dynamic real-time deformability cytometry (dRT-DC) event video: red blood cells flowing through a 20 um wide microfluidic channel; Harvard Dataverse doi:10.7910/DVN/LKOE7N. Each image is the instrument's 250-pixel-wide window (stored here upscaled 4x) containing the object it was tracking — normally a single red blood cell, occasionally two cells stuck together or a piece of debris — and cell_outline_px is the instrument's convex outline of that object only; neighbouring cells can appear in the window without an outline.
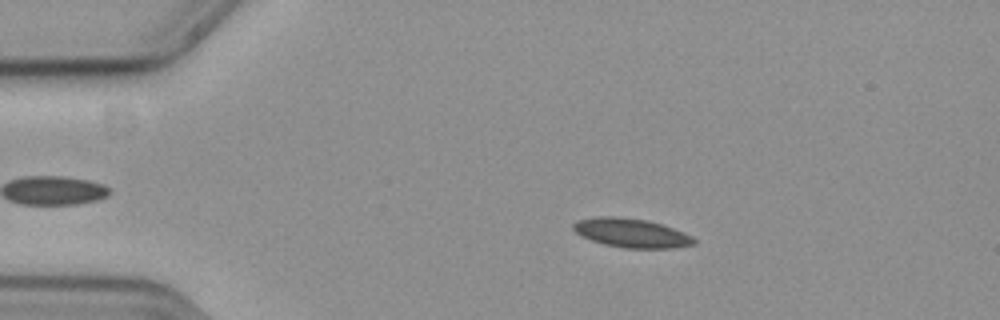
{"species": "common noctule bat (a hibernating species)", "species_latin": "Nyctalus noctula", "temperature_condition": "cold", "stored_images_in_passage": 47, "camera_frame_rate_fps": 3000, "um_per_image_px": 0.085, "animal": {"sex": "female", "body_mass_g": 19.3, "forearm_length_mm": 54.1}, "frame": {"image": 1, "passage_image": 9, "time_ms": 2.667, "image_size_px": [1000, 320], "cell_outline_px": [[696, 244], [672, 248], [624, 248], [604, 244], [580, 236], [572, 228], [572, 224], [576, 220], [596, 216], [620, 216], [648, 220], [684, 232], [692, 236], [696, 240]], "centroid_in_image_um": [53.64, 19.79], "position_along_channel_um": 31.4, "area_um2": 20.58}}
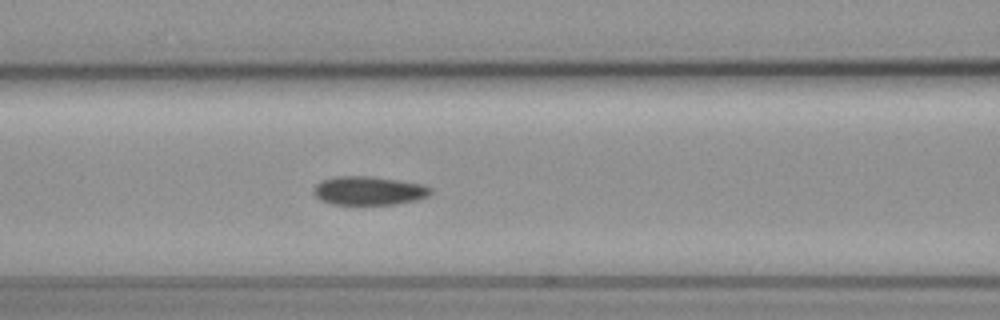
{"frame": {"image": 2, "passage_image": 22, "time_ms": 7.0, "image_size_px": [1000, 320], "cell_outline_px": [[432, 192], [428, 196], [416, 200], [396, 204], [332, 204], [320, 200], [312, 192], [316, 184], [320, 180], [336, 176], [364, 176], [396, 180], [420, 184], [432, 188]], "centroid_in_image_um": [31.31, 16.21], "position_along_channel_um": 135.3, "area_um2": 19.42}}
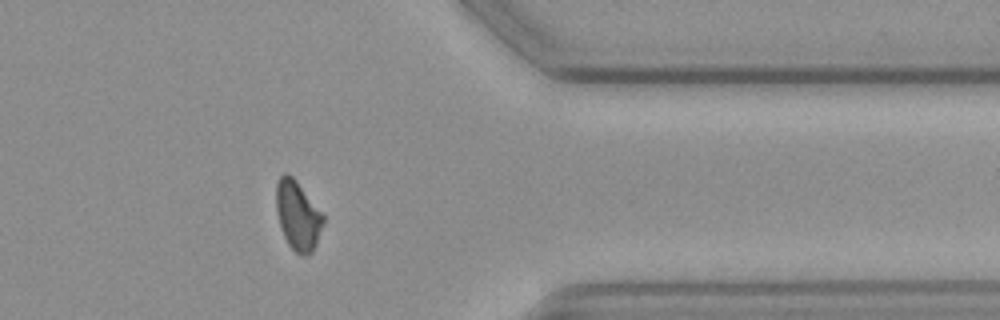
{"frame": {"image": 3, "passage_image": 44, "time_ms": 14.333, "image_size_px": [1000, 320], "cell_outline_px": [[324, 224], [316, 244], [312, 252], [308, 256], [296, 252], [288, 244], [280, 228], [276, 212], [276, 184], [280, 176], [284, 172], [288, 172], [296, 180], [324, 216]], "centroid_in_image_um": [25.29, 18.31], "position_along_channel_um": 386.1, "area_um2": 18.96}}